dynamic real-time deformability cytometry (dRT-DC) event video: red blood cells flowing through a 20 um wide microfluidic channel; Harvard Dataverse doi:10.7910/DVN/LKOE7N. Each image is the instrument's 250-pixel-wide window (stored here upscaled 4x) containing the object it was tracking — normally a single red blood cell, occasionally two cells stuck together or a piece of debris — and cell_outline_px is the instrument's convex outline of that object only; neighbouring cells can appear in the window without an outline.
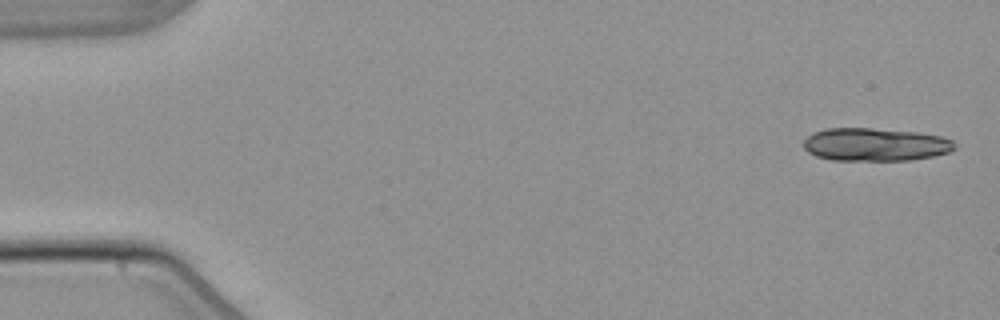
{"species": "common noctule bat (a hibernating species)", "species_latin": "Nyctalus noctula", "temperature_condition": "warm", "stored_images_in_passage": 4, "camera_frame_rate_fps": 3000, "um_per_image_px": 0.085, "animal": {"sex": "male", "body_mass_g": 21.5, "forearm_length_mm": 52.0}, "frame": {"image": 1, "passage_image": 1, "time_ms": 0.0, "image_size_px": [1000, 320], "cell_outline_px": [[956, 148], [948, 152], [932, 156], [912, 160], [832, 160], [816, 156], [808, 152], [804, 148], [804, 140], [812, 132], [828, 128], [872, 128], [916, 132], [940, 136], [952, 140]], "centroid_in_image_um": [74.37, 12.28], "position_along_channel_um": 10.6, "area_um2": 29.02}}